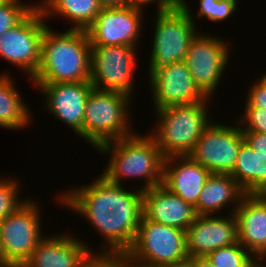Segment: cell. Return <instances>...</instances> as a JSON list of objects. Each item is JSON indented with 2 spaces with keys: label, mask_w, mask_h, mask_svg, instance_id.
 <instances>
[{
  "label": "cell",
  "mask_w": 266,
  "mask_h": 267,
  "mask_svg": "<svg viewBox=\"0 0 266 267\" xmlns=\"http://www.w3.org/2000/svg\"><path fill=\"white\" fill-rule=\"evenodd\" d=\"M73 188L62 191L58 201L83 215L106 239L100 253H127L143 217V191L138 187L128 191L102 174L88 185Z\"/></svg>",
  "instance_id": "obj_1"
},
{
  "label": "cell",
  "mask_w": 266,
  "mask_h": 267,
  "mask_svg": "<svg viewBox=\"0 0 266 267\" xmlns=\"http://www.w3.org/2000/svg\"><path fill=\"white\" fill-rule=\"evenodd\" d=\"M49 26L41 43V58L33 83L90 81L91 45L85 30L58 33Z\"/></svg>",
  "instance_id": "obj_2"
},
{
  "label": "cell",
  "mask_w": 266,
  "mask_h": 267,
  "mask_svg": "<svg viewBox=\"0 0 266 267\" xmlns=\"http://www.w3.org/2000/svg\"><path fill=\"white\" fill-rule=\"evenodd\" d=\"M97 150L111 157L101 173L109 181L122 185L121 181L128 178H141L145 183L138 187L141 191L162 184L165 158L150 134L144 136L134 132L128 137L105 143Z\"/></svg>",
  "instance_id": "obj_3"
},
{
  "label": "cell",
  "mask_w": 266,
  "mask_h": 267,
  "mask_svg": "<svg viewBox=\"0 0 266 267\" xmlns=\"http://www.w3.org/2000/svg\"><path fill=\"white\" fill-rule=\"evenodd\" d=\"M207 104L209 102H196L155 110L158 120L155 130L149 134L164 158L188 156L193 151L203 131L213 121L209 118Z\"/></svg>",
  "instance_id": "obj_4"
},
{
  "label": "cell",
  "mask_w": 266,
  "mask_h": 267,
  "mask_svg": "<svg viewBox=\"0 0 266 267\" xmlns=\"http://www.w3.org/2000/svg\"><path fill=\"white\" fill-rule=\"evenodd\" d=\"M128 95L116 91L93 88L88 95L83 118V141L97 149L108 142L134 133L130 124ZM131 128V130H130Z\"/></svg>",
  "instance_id": "obj_5"
},
{
  "label": "cell",
  "mask_w": 266,
  "mask_h": 267,
  "mask_svg": "<svg viewBox=\"0 0 266 267\" xmlns=\"http://www.w3.org/2000/svg\"><path fill=\"white\" fill-rule=\"evenodd\" d=\"M156 10L149 71L185 61L189 44L198 33L188 1L178 0L171 7Z\"/></svg>",
  "instance_id": "obj_6"
},
{
  "label": "cell",
  "mask_w": 266,
  "mask_h": 267,
  "mask_svg": "<svg viewBox=\"0 0 266 267\" xmlns=\"http://www.w3.org/2000/svg\"><path fill=\"white\" fill-rule=\"evenodd\" d=\"M127 254L138 267H158L183 260L188 257L185 231L147 220L143 216Z\"/></svg>",
  "instance_id": "obj_7"
},
{
  "label": "cell",
  "mask_w": 266,
  "mask_h": 267,
  "mask_svg": "<svg viewBox=\"0 0 266 267\" xmlns=\"http://www.w3.org/2000/svg\"><path fill=\"white\" fill-rule=\"evenodd\" d=\"M25 199L20 207L0 222V245L4 262L14 267H22L45 237L42 236L39 202Z\"/></svg>",
  "instance_id": "obj_8"
},
{
  "label": "cell",
  "mask_w": 266,
  "mask_h": 267,
  "mask_svg": "<svg viewBox=\"0 0 266 267\" xmlns=\"http://www.w3.org/2000/svg\"><path fill=\"white\" fill-rule=\"evenodd\" d=\"M137 50L129 45L91 46L90 82L94 88L132 98Z\"/></svg>",
  "instance_id": "obj_9"
},
{
  "label": "cell",
  "mask_w": 266,
  "mask_h": 267,
  "mask_svg": "<svg viewBox=\"0 0 266 267\" xmlns=\"http://www.w3.org/2000/svg\"><path fill=\"white\" fill-rule=\"evenodd\" d=\"M47 27L36 5L18 24L0 35V57L24 70L31 80L39 67Z\"/></svg>",
  "instance_id": "obj_10"
},
{
  "label": "cell",
  "mask_w": 266,
  "mask_h": 267,
  "mask_svg": "<svg viewBox=\"0 0 266 267\" xmlns=\"http://www.w3.org/2000/svg\"><path fill=\"white\" fill-rule=\"evenodd\" d=\"M229 43L200 31L189 44L185 63L197 88L208 99L214 95L229 64Z\"/></svg>",
  "instance_id": "obj_11"
},
{
  "label": "cell",
  "mask_w": 266,
  "mask_h": 267,
  "mask_svg": "<svg viewBox=\"0 0 266 267\" xmlns=\"http://www.w3.org/2000/svg\"><path fill=\"white\" fill-rule=\"evenodd\" d=\"M243 142L239 124L226 126L211 121L188 156L212 174H230Z\"/></svg>",
  "instance_id": "obj_12"
},
{
  "label": "cell",
  "mask_w": 266,
  "mask_h": 267,
  "mask_svg": "<svg viewBox=\"0 0 266 267\" xmlns=\"http://www.w3.org/2000/svg\"><path fill=\"white\" fill-rule=\"evenodd\" d=\"M143 7L144 5L132 3L119 8H102L92 24L85 30L90 45L137 47L143 28L141 27Z\"/></svg>",
  "instance_id": "obj_13"
},
{
  "label": "cell",
  "mask_w": 266,
  "mask_h": 267,
  "mask_svg": "<svg viewBox=\"0 0 266 267\" xmlns=\"http://www.w3.org/2000/svg\"><path fill=\"white\" fill-rule=\"evenodd\" d=\"M154 109L209 102L193 81L185 61L174 62L148 71Z\"/></svg>",
  "instance_id": "obj_14"
},
{
  "label": "cell",
  "mask_w": 266,
  "mask_h": 267,
  "mask_svg": "<svg viewBox=\"0 0 266 267\" xmlns=\"http://www.w3.org/2000/svg\"><path fill=\"white\" fill-rule=\"evenodd\" d=\"M46 98L43 104L53 117L61 120L83 139V118L88 95L94 88L90 81L34 83Z\"/></svg>",
  "instance_id": "obj_15"
},
{
  "label": "cell",
  "mask_w": 266,
  "mask_h": 267,
  "mask_svg": "<svg viewBox=\"0 0 266 267\" xmlns=\"http://www.w3.org/2000/svg\"><path fill=\"white\" fill-rule=\"evenodd\" d=\"M217 215H197L187 228L186 249L189 257H205L218 248L238 243L236 215Z\"/></svg>",
  "instance_id": "obj_16"
},
{
  "label": "cell",
  "mask_w": 266,
  "mask_h": 267,
  "mask_svg": "<svg viewBox=\"0 0 266 267\" xmlns=\"http://www.w3.org/2000/svg\"><path fill=\"white\" fill-rule=\"evenodd\" d=\"M68 233L47 235L22 267H84L92 247Z\"/></svg>",
  "instance_id": "obj_17"
},
{
  "label": "cell",
  "mask_w": 266,
  "mask_h": 267,
  "mask_svg": "<svg viewBox=\"0 0 266 267\" xmlns=\"http://www.w3.org/2000/svg\"><path fill=\"white\" fill-rule=\"evenodd\" d=\"M212 173L189 156L164 159L162 185L183 201L195 207L203 186Z\"/></svg>",
  "instance_id": "obj_18"
},
{
  "label": "cell",
  "mask_w": 266,
  "mask_h": 267,
  "mask_svg": "<svg viewBox=\"0 0 266 267\" xmlns=\"http://www.w3.org/2000/svg\"><path fill=\"white\" fill-rule=\"evenodd\" d=\"M143 216L184 231L197 217L195 208L162 184L143 191Z\"/></svg>",
  "instance_id": "obj_19"
},
{
  "label": "cell",
  "mask_w": 266,
  "mask_h": 267,
  "mask_svg": "<svg viewBox=\"0 0 266 267\" xmlns=\"http://www.w3.org/2000/svg\"><path fill=\"white\" fill-rule=\"evenodd\" d=\"M234 214L238 242L259 260L266 252V195L246 194Z\"/></svg>",
  "instance_id": "obj_20"
},
{
  "label": "cell",
  "mask_w": 266,
  "mask_h": 267,
  "mask_svg": "<svg viewBox=\"0 0 266 267\" xmlns=\"http://www.w3.org/2000/svg\"><path fill=\"white\" fill-rule=\"evenodd\" d=\"M245 195L243 189L230 174H211L194 208L197 215H216L217 212L223 211L227 205L231 204L233 210L229 213L232 214L235 213Z\"/></svg>",
  "instance_id": "obj_21"
},
{
  "label": "cell",
  "mask_w": 266,
  "mask_h": 267,
  "mask_svg": "<svg viewBox=\"0 0 266 267\" xmlns=\"http://www.w3.org/2000/svg\"><path fill=\"white\" fill-rule=\"evenodd\" d=\"M230 175L245 194L266 195V155L256 153L245 141Z\"/></svg>",
  "instance_id": "obj_22"
},
{
  "label": "cell",
  "mask_w": 266,
  "mask_h": 267,
  "mask_svg": "<svg viewBox=\"0 0 266 267\" xmlns=\"http://www.w3.org/2000/svg\"><path fill=\"white\" fill-rule=\"evenodd\" d=\"M37 6L45 20L61 16L74 24L69 28L74 30H86L102 9L98 0H44Z\"/></svg>",
  "instance_id": "obj_23"
},
{
  "label": "cell",
  "mask_w": 266,
  "mask_h": 267,
  "mask_svg": "<svg viewBox=\"0 0 266 267\" xmlns=\"http://www.w3.org/2000/svg\"><path fill=\"white\" fill-rule=\"evenodd\" d=\"M13 80L9 73L0 74V127L18 130L29 126L33 114L25 105Z\"/></svg>",
  "instance_id": "obj_24"
},
{
  "label": "cell",
  "mask_w": 266,
  "mask_h": 267,
  "mask_svg": "<svg viewBox=\"0 0 266 267\" xmlns=\"http://www.w3.org/2000/svg\"><path fill=\"white\" fill-rule=\"evenodd\" d=\"M214 267H254L258 260L239 242L218 248L206 256Z\"/></svg>",
  "instance_id": "obj_25"
},
{
  "label": "cell",
  "mask_w": 266,
  "mask_h": 267,
  "mask_svg": "<svg viewBox=\"0 0 266 267\" xmlns=\"http://www.w3.org/2000/svg\"><path fill=\"white\" fill-rule=\"evenodd\" d=\"M15 177L0 178V222L13 213L26 200L19 199V191L21 184Z\"/></svg>",
  "instance_id": "obj_26"
},
{
  "label": "cell",
  "mask_w": 266,
  "mask_h": 267,
  "mask_svg": "<svg viewBox=\"0 0 266 267\" xmlns=\"http://www.w3.org/2000/svg\"><path fill=\"white\" fill-rule=\"evenodd\" d=\"M199 4L196 19L204 17L213 22L228 19L239 5L237 0H199Z\"/></svg>",
  "instance_id": "obj_27"
},
{
  "label": "cell",
  "mask_w": 266,
  "mask_h": 267,
  "mask_svg": "<svg viewBox=\"0 0 266 267\" xmlns=\"http://www.w3.org/2000/svg\"><path fill=\"white\" fill-rule=\"evenodd\" d=\"M21 1L5 0L0 4V35L18 24L36 6Z\"/></svg>",
  "instance_id": "obj_28"
},
{
  "label": "cell",
  "mask_w": 266,
  "mask_h": 267,
  "mask_svg": "<svg viewBox=\"0 0 266 267\" xmlns=\"http://www.w3.org/2000/svg\"><path fill=\"white\" fill-rule=\"evenodd\" d=\"M84 267H138L127 253L93 252Z\"/></svg>",
  "instance_id": "obj_29"
},
{
  "label": "cell",
  "mask_w": 266,
  "mask_h": 267,
  "mask_svg": "<svg viewBox=\"0 0 266 267\" xmlns=\"http://www.w3.org/2000/svg\"><path fill=\"white\" fill-rule=\"evenodd\" d=\"M237 124L242 132L266 133V109L258 107H245Z\"/></svg>",
  "instance_id": "obj_30"
},
{
  "label": "cell",
  "mask_w": 266,
  "mask_h": 267,
  "mask_svg": "<svg viewBox=\"0 0 266 267\" xmlns=\"http://www.w3.org/2000/svg\"><path fill=\"white\" fill-rule=\"evenodd\" d=\"M254 83L248 90L245 107L266 109V73L261 75Z\"/></svg>",
  "instance_id": "obj_31"
},
{
  "label": "cell",
  "mask_w": 266,
  "mask_h": 267,
  "mask_svg": "<svg viewBox=\"0 0 266 267\" xmlns=\"http://www.w3.org/2000/svg\"><path fill=\"white\" fill-rule=\"evenodd\" d=\"M244 141L256 153L266 155V133L242 132Z\"/></svg>",
  "instance_id": "obj_32"
},
{
  "label": "cell",
  "mask_w": 266,
  "mask_h": 267,
  "mask_svg": "<svg viewBox=\"0 0 266 267\" xmlns=\"http://www.w3.org/2000/svg\"><path fill=\"white\" fill-rule=\"evenodd\" d=\"M131 3L145 5L157 2L158 9L167 8L175 5L178 0H130Z\"/></svg>",
  "instance_id": "obj_33"
},
{
  "label": "cell",
  "mask_w": 266,
  "mask_h": 267,
  "mask_svg": "<svg viewBox=\"0 0 266 267\" xmlns=\"http://www.w3.org/2000/svg\"><path fill=\"white\" fill-rule=\"evenodd\" d=\"M102 8H119L132 4L130 0H98Z\"/></svg>",
  "instance_id": "obj_34"
},
{
  "label": "cell",
  "mask_w": 266,
  "mask_h": 267,
  "mask_svg": "<svg viewBox=\"0 0 266 267\" xmlns=\"http://www.w3.org/2000/svg\"><path fill=\"white\" fill-rule=\"evenodd\" d=\"M194 267H214L209 259L205 257H189Z\"/></svg>",
  "instance_id": "obj_35"
},
{
  "label": "cell",
  "mask_w": 266,
  "mask_h": 267,
  "mask_svg": "<svg viewBox=\"0 0 266 267\" xmlns=\"http://www.w3.org/2000/svg\"><path fill=\"white\" fill-rule=\"evenodd\" d=\"M158 267H194V266H193L191 259L188 256V257L184 258L183 260L163 264V265L158 266Z\"/></svg>",
  "instance_id": "obj_36"
},
{
  "label": "cell",
  "mask_w": 266,
  "mask_h": 267,
  "mask_svg": "<svg viewBox=\"0 0 266 267\" xmlns=\"http://www.w3.org/2000/svg\"><path fill=\"white\" fill-rule=\"evenodd\" d=\"M264 261V262H263ZM262 262V263H261ZM258 263L262 266V267H266L265 263H266V252L260 257V259L258 260ZM264 263V264H263Z\"/></svg>",
  "instance_id": "obj_37"
},
{
  "label": "cell",
  "mask_w": 266,
  "mask_h": 267,
  "mask_svg": "<svg viewBox=\"0 0 266 267\" xmlns=\"http://www.w3.org/2000/svg\"><path fill=\"white\" fill-rule=\"evenodd\" d=\"M0 267H14V266L5 262H1Z\"/></svg>",
  "instance_id": "obj_38"
},
{
  "label": "cell",
  "mask_w": 266,
  "mask_h": 267,
  "mask_svg": "<svg viewBox=\"0 0 266 267\" xmlns=\"http://www.w3.org/2000/svg\"><path fill=\"white\" fill-rule=\"evenodd\" d=\"M1 262H4V258H3V255H2V250H1V245H0V263Z\"/></svg>",
  "instance_id": "obj_39"
},
{
  "label": "cell",
  "mask_w": 266,
  "mask_h": 267,
  "mask_svg": "<svg viewBox=\"0 0 266 267\" xmlns=\"http://www.w3.org/2000/svg\"><path fill=\"white\" fill-rule=\"evenodd\" d=\"M254 267H262L259 263L257 265H255Z\"/></svg>",
  "instance_id": "obj_40"
}]
</instances>
